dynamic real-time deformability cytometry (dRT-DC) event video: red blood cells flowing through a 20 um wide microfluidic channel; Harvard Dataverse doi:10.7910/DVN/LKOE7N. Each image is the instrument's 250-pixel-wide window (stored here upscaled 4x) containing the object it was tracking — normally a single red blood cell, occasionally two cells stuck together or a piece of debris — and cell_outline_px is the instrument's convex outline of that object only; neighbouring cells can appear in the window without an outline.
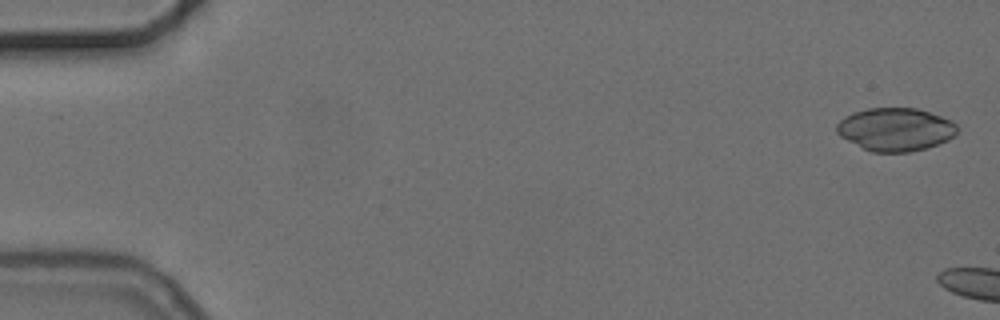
{"species": "common noctule bat (a hibernating species)", "species_latin": "Nyctalus noctula", "temperature_condition": "cold", "stored_images_in_passage": 3, "camera_frame_rate_fps": 3000, "um_per_image_px": 0.085, "animal": {"sex": "female", "body_mass_g": 24.6, "forearm_length_mm": 56.2}, "frame": {"image": 1, "passage_image": 1, "time_ms": 0.0, "image_size_px": [1000, 320], "cell_outline_px": [[956, 132], [948, 140], [924, 148], [908, 152], [872, 152], [840, 136], [836, 132], [836, 124], [844, 116], [852, 112], [868, 108], [916, 108], [940, 116], [956, 124]], "centroid_in_image_um": [76.06, 10.99], "position_along_channel_um": 8.9, "area_um2": 29.88}}